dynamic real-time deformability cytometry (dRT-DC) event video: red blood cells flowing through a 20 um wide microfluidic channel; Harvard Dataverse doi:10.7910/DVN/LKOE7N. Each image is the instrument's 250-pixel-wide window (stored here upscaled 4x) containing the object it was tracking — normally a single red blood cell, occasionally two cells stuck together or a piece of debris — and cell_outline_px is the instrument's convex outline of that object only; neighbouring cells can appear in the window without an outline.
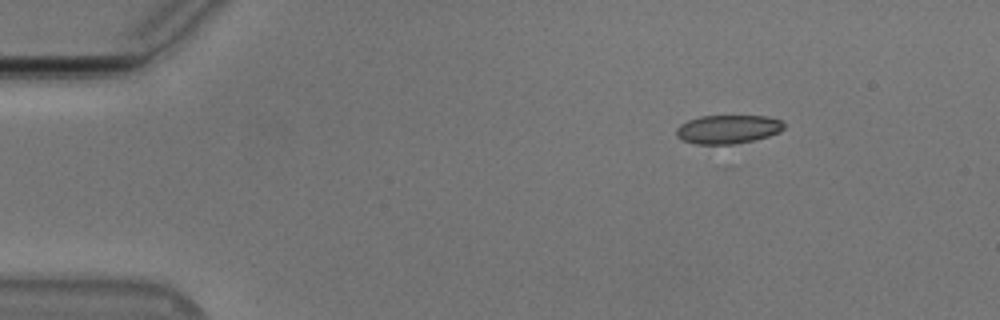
{"species": "Egyptian fruit bat (a non-hibernating species)", "species_latin": "Rousettus aegyptiacus", "temperature_condition": "cold", "stored_images_in_passage": 6, "camera_frame_rate_fps": 3000, "um_per_image_px": 0.085, "animal": {"sex": "male"}, "frame": {"image": 1, "passage_image": 1, "time_ms": 0.0, "image_size_px": [1000, 320], "cell_outline_px": [[784, 128], [780, 132], [768, 136], [736, 144], [696, 144], [684, 140], [676, 136], [676, 128], [680, 124], [688, 120], [700, 116], [764, 116], [780, 120], [784, 124]], "centroid_in_image_um": [61.85, 10.99], "position_along_channel_um": 23.1, "area_um2": 17.92}}